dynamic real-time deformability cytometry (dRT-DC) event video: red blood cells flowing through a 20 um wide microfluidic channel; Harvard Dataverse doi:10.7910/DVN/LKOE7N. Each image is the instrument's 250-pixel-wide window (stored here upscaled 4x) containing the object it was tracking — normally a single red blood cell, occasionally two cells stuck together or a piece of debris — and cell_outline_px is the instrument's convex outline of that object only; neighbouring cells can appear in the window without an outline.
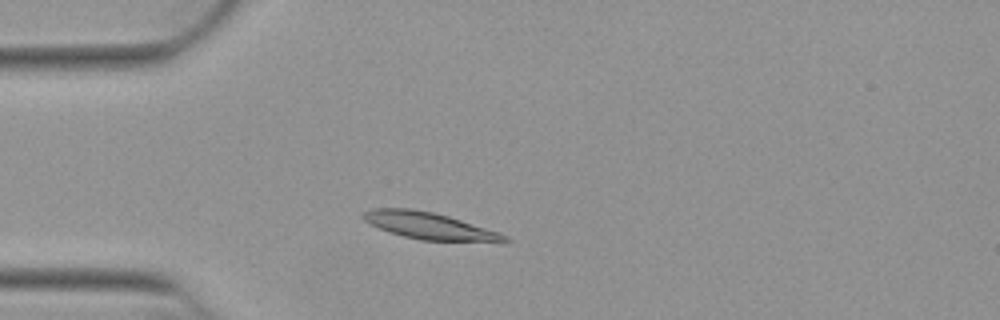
{"species": "Egyptian fruit bat (a non-hibernating species)", "species_latin": "Rousettus aegyptiacus", "temperature_condition": "warm", "stored_images_in_passage": 46, "camera_frame_rate_fps": 3000, "um_per_image_px": 0.085, "animal": {"sex": "female"}, "frame": {"image": 1, "passage_image": 8, "time_ms": 2.333, "image_size_px": [1000, 320], "cell_outline_px": [[512, 240], [508, 244], [500, 244], [420, 240], [388, 232], [368, 224], [360, 216], [364, 212], [372, 208], [412, 208], [432, 212], [448, 216], [500, 232], [508, 236]], "centroid_in_image_um": [36.63, 19.24], "position_along_channel_um": 48.4, "area_um2": 23.12}}
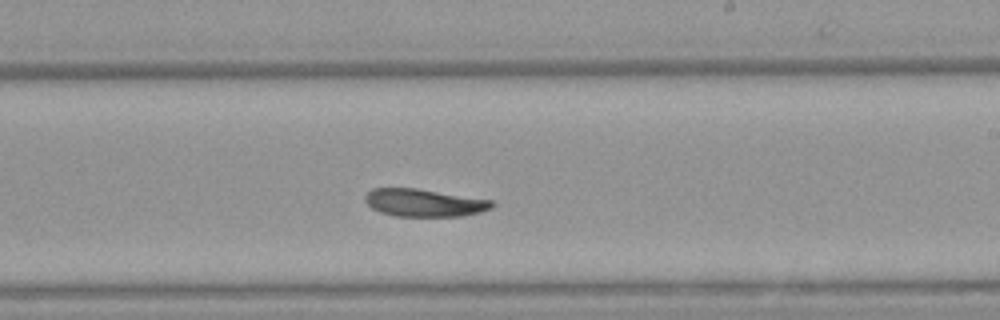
{"frame": {"image": 2, "passage_image": 25, "time_ms": 8.0, "image_size_px": [1000, 320], "cell_outline_px": [[496, 204], [492, 208], [480, 212], [460, 216], [396, 216], [380, 212], [372, 208], [368, 204], [364, 196], [372, 188], [416, 188], [492, 200]], "centroid_in_image_um": [36.06, 17.23], "position_along_channel_um": 252.9, "area_um2": 20.35}}
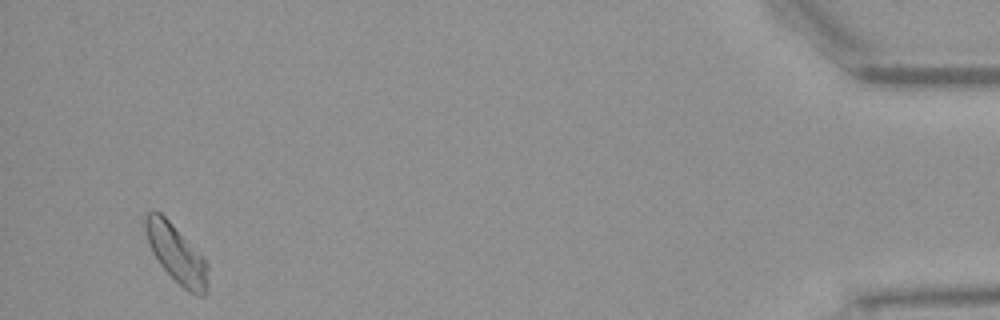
{"frame": {"image": 3, "passage_image": 44, "time_ms": 14.333, "image_size_px": [1000, 320], "cell_outline_px": [[208, 288], [204, 296], [196, 296], [188, 292], [160, 264], [152, 252], [148, 244], [144, 228], [144, 216], [148, 212], [160, 212], [204, 256], [208, 264]], "centroid_in_image_um": [15.02, 21.59], "position_along_channel_um": 420.2, "area_um2": 21.21}, "authors_computed_cell_mechanics": {"area_um2": 21.2126, "velocity_mm_per_s": 3.8739, "shape_relaxation_time_tau1_ms": 6.2664, "shape_relaxation_time_tau2_ms": 11.2562, "deformation_change_tau1": 0.149, "deformation_change_tau2": 0.1955}}